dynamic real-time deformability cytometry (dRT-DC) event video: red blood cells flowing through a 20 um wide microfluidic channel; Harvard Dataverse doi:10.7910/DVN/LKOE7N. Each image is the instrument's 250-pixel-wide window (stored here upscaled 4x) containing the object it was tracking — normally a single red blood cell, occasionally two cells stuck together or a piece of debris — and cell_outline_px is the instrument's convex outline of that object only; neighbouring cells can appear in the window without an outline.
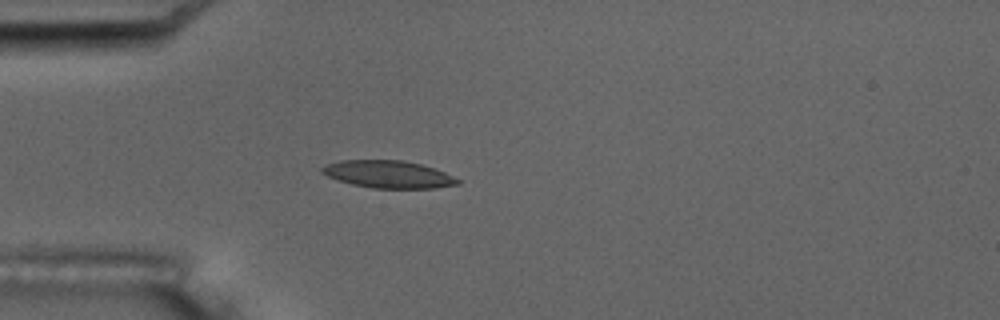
{"species": "common noctule bat (a hibernating species)", "species_latin": "Nyctalus noctula", "temperature_condition": "room temperature", "stored_images_in_passage": 5, "camera_frame_rate_fps": 3000, "um_per_image_px": 0.085, "animal": {"sex": "male", "body_mass_g": 17.5, "forearm_length_mm": 52.3}, "frame": {"image": 1, "passage_image": 4, "time_ms": 4.0, "image_size_px": [1000, 320], "cell_outline_px": [[460, 184], [436, 188], [372, 188], [352, 184], [336, 180], [320, 172], [320, 168], [328, 164], [340, 160], [400, 160], [420, 164], [444, 172], [460, 180]], "centroid_in_image_um": [32.98, 14.82], "position_along_channel_um": 52.0, "area_um2": 21.56}}